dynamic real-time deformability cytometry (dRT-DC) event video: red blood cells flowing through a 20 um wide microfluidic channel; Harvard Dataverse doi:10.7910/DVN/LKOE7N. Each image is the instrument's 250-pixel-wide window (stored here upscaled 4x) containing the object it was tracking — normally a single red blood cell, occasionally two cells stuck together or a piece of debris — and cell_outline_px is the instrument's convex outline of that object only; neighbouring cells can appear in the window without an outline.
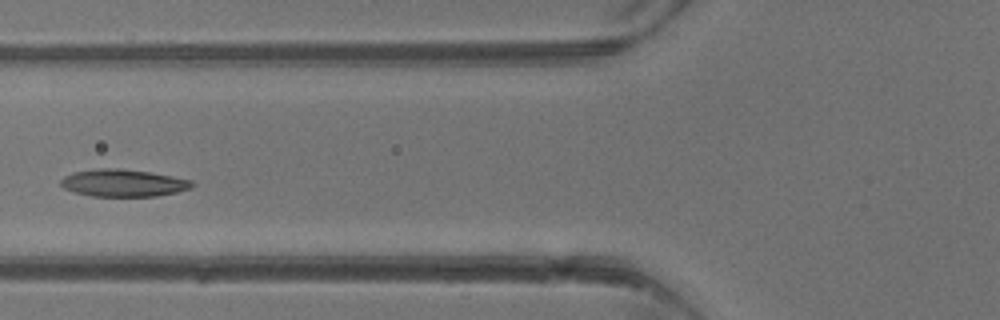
{"species": "common noctule bat (a hibernating species)", "species_latin": "Nyctalus noctula", "temperature_condition": "warm", "stored_images_in_passage": 4, "camera_frame_rate_fps": 3000, "um_per_image_px": 0.085, "animal": {"sex": "male", "body_mass_g": 13.3}, "frame": {"image": 1, "passage_image": 4, "time_ms": 3.333, "image_size_px": [1000, 320], "cell_outline_px": [[196, 184], [192, 188], [176, 192], [156, 196], [92, 196], [76, 192], [64, 188], [60, 184], [60, 180], [64, 176], [72, 172], [100, 168], [120, 168], [148, 172], [172, 176], [192, 180]], "centroid_in_image_um": [10.49, 15.55], "position_along_channel_um": 115.3, "area_um2": 20.87}}